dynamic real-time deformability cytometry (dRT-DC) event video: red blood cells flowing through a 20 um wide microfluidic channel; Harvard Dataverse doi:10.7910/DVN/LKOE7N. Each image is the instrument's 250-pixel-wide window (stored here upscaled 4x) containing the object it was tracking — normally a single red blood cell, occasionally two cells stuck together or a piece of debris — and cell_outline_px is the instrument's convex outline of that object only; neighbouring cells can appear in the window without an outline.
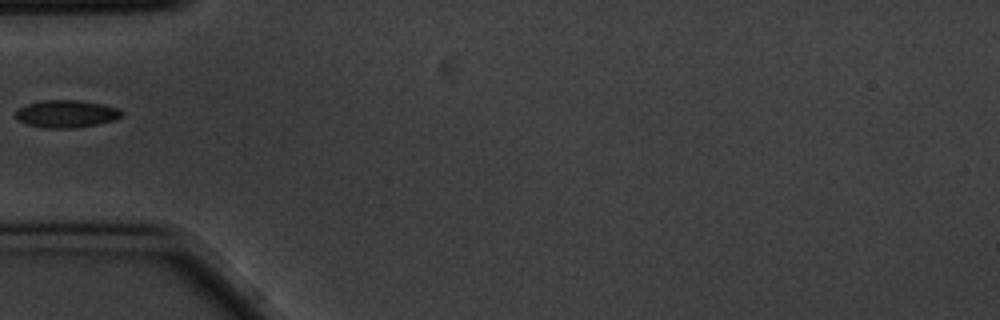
{"species": "common noctule bat (a hibernating species)", "species_latin": "Nyctalus noctula", "temperature_condition": "cold", "stored_images_in_passage": 3, "camera_frame_rate_fps": 3000, "um_per_image_px": 0.085, "animal": {"sex": "male", "body_mass_g": 20.1, "forearm_length_mm": 53.5}, "frame": {"image": 1, "passage_image": 1, "time_ms": 0.0, "image_size_px": [1000, 320], "cell_outline_px": [[124, 116], [116, 120], [76, 128], [44, 128], [28, 124], [20, 120], [16, 116], [16, 112], [20, 108], [28, 104], [40, 100], [80, 100], [104, 104], [120, 108], [124, 112]], "centroid_in_image_um": [5.74, 9.67], "position_along_channel_um": 79.3, "area_um2": 17.11}}